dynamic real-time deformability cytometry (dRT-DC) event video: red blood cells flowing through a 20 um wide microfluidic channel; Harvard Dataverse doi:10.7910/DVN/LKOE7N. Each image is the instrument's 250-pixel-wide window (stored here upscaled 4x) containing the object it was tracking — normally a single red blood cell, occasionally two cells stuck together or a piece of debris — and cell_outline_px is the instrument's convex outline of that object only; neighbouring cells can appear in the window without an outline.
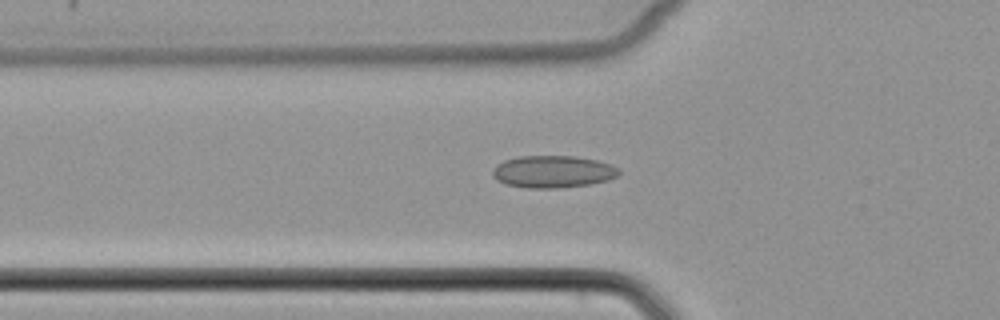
{"species": "common noctule bat (a hibernating species)", "species_latin": "Nyctalus noctula", "temperature_condition": "cold", "stored_images_in_passage": 35, "camera_frame_rate_fps": 3000, "um_per_image_px": 0.085, "animal": {"sex": "female", "body_mass_g": 22.7, "forearm_length_mm": 54.2}, "frame": {"image": 1, "passage_image": 2, "time_ms": 0.333, "image_size_px": [1000, 320], "cell_outline_px": [[620, 172], [616, 176], [608, 180], [592, 184], [560, 188], [524, 188], [504, 184], [496, 180], [492, 176], [492, 168], [496, 164], [504, 160], [516, 156], [576, 156], [596, 160], [612, 164], [620, 168]], "centroid_in_image_um": [46.97, 14.59], "position_along_channel_um": 78.8, "area_um2": 24.16}}
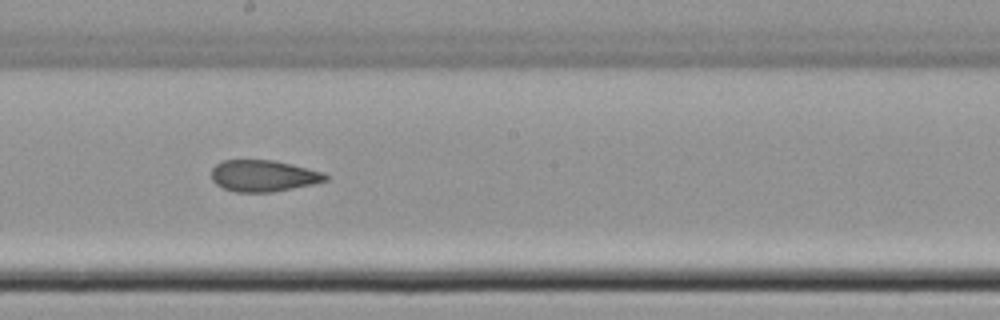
{"frame": {"image": 2, "passage_image": 13, "time_ms": 4.0, "image_size_px": [1000, 320], "cell_outline_px": [[328, 180], [312, 184], [272, 192], [236, 192], [224, 188], [216, 184], [212, 180], [212, 168], [216, 164], [224, 160], [272, 160], [292, 164], [324, 172], [328, 176]], "centroid_in_image_um": [22.39, 14.94], "position_along_channel_um": 225.8, "area_um2": 20.87}}
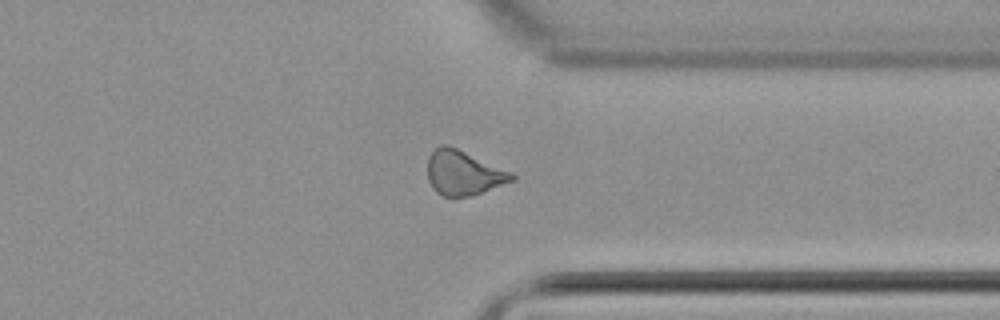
{"frame": {"image": 3, "passage_image": 24, "time_ms": 7.667, "image_size_px": [1000, 320], "cell_outline_px": [[516, 180], [472, 196], [456, 200], [452, 200], [436, 192], [432, 188], [428, 180], [428, 156], [440, 144], [448, 144], [512, 172], [516, 176]], "centroid_in_image_um": [39.39, 14.73], "position_along_channel_um": 372.0, "area_um2": 22.48}}